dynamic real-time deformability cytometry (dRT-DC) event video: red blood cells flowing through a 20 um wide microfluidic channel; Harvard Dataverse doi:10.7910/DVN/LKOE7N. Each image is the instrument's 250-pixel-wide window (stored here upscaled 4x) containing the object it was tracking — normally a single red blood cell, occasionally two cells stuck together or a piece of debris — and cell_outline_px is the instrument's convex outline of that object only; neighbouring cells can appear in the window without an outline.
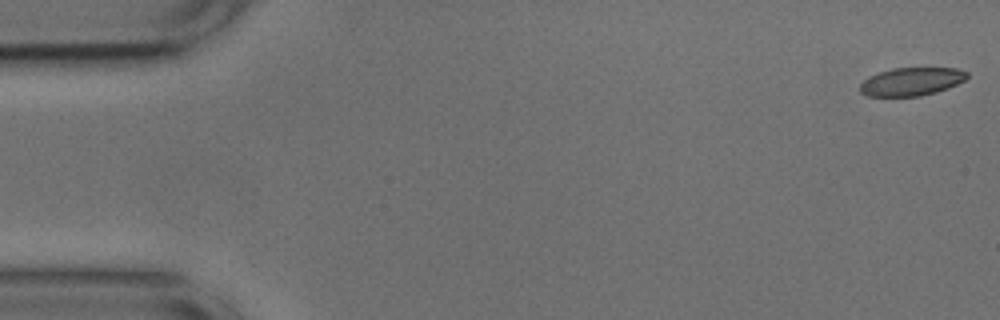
{"species": "common noctule bat (a hibernating species)", "species_latin": "Nyctalus noctula", "temperature_condition": "cold", "stored_images_in_passage": 53, "camera_frame_rate_fps": 3000, "um_per_image_px": 0.085, "animal": {"sex": "male", "body_mass_g": 17.9, "forearm_length_mm": 54.2}, "frame": {"image": 1, "passage_image": 1, "time_ms": 0.0, "image_size_px": [1000, 320], "cell_outline_px": [[968, 76], [964, 80], [948, 88], [936, 92], [920, 96], [868, 96], [860, 92], [860, 84], [868, 76], [892, 68], [956, 68], [968, 72]], "centroid_in_image_um": [77.46, 6.93], "position_along_channel_um": 7.5, "area_um2": 17.51}}
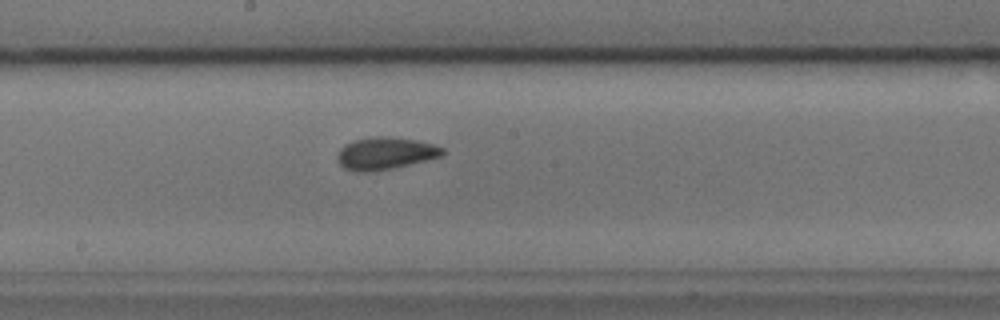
{"frame": {"image": 2, "passage_image": 28, "time_ms": 9.0, "image_size_px": [1000, 320], "cell_outline_px": [[444, 152], [440, 156], [392, 168], [368, 172], [356, 172], [344, 168], [336, 160], [336, 156], [340, 148], [344, 144], [352, 140], [376, 136], [380, 136], [416, 140], [432, 144], [444, 148]], "centroid_in_image_um": [32.67, 13.03], "position_along_channel_um": 215.5, "area_um2": 19.59}}
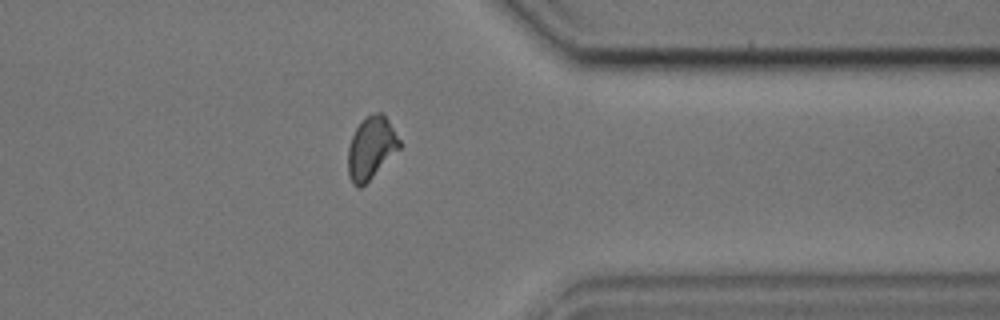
{"frame": {"image": 3, "passage_image": 42, "time_ms": 13.667, "image_size_px": [1000, 320], "cell_outline_px": [[404, 144], [360, 188], [356, 188], [352, 184], [348, 176], [348, 148], [352, 136], [356, 128], [372, 112], [384, 112]], "centroid_in_image_um": [31.57, 12.55], "position_along_channel_um": 379.8, "area_um2": 18.79}, "authors_computed_cell_mechanics": {"area_um2": 18.7272, "velocity_mm_per_s": 3.7339, "shape_relaxation_time_tau1_ms": 7.4723, "shape_relaxation_time_tau2_ms": 1.4452, "deformation_change_tau1": 0.1375, "deformation_change_tau2": 0.0612}}